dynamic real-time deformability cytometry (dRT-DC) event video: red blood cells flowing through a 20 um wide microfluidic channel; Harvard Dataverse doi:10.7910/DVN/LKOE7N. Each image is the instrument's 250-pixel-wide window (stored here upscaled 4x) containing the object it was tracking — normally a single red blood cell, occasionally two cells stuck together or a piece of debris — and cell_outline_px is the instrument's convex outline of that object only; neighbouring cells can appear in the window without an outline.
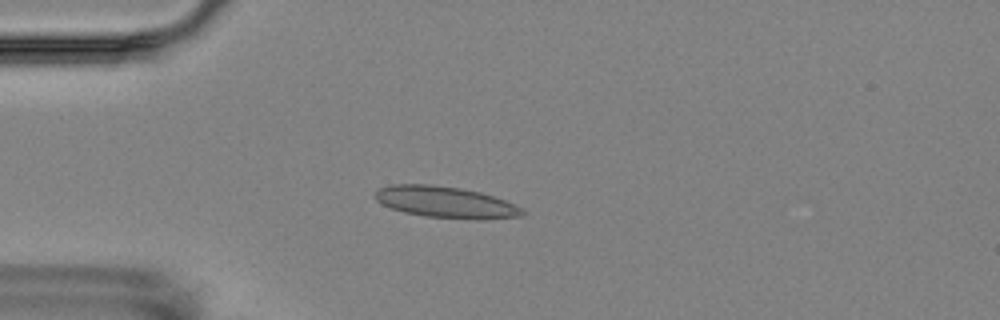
{"species": "Egyptian fruit bat (a non-hibernating species)", "species_latin": "Rousettus aegyptiacus", "temperature_condition": "room temperature", "stored_images_in_passage": 4, "camera_frame_rate_fps": 3000, "um_per_image_px": 0.085, "animal": {"sex": "female"}, "frame": {"image": 1, "passage_image": 4, "time_ms": 3.333, "image_size_px": [1000, 320], "cell_outline_px": [[528, 212], [524, 216], [484, 220], [476, 220], [424, 216], [404, 212], [392, 208], [376, 200], [372, 196], [380, 188], [392, 184], [432, 184], [460, 188], [480, 192], [504, 200], [524, 208]], "centroid_in_image_um": [37.94, 17.2], "position_along_channel_um": 47.1, "area_um2": 27.22}}